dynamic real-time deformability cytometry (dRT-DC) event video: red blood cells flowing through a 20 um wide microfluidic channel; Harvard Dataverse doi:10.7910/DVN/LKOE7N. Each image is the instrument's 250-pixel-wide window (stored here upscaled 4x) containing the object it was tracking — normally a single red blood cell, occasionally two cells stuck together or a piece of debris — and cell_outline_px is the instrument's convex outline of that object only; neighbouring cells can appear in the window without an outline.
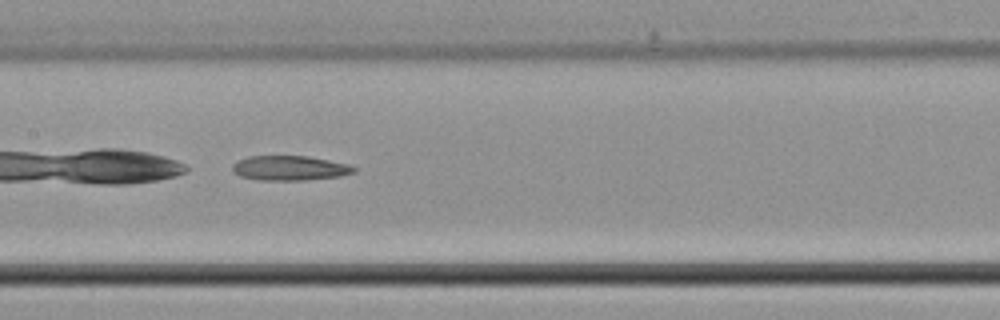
{"species": "common noctule bat (a hibernating species)", "species_latin": "Nyctalus noctula", "temperature_condition": "cold", "stored_images_in_passage": 25, "camera_frame_rate_fps": 3000, "um_per_image_px": 0.085, "animal": {"sex": "male", "body_mass_g": 21.5, "forearm_length_mm": 52.0}, "frame": {"image": 1, "passage_image": 8, "time_ms": 2.333, "image_size_px": [1000, 320], "cell_outline_px": [[356, 172], [340, 176], [304, 180], [260, 180], [240, 176], [232, 168], [232, 164], [236, 160], [248, 156], [308, 156], [348, 164], [356, 168]], "centroid_in_image_um": [24.62, 14.28], "position_along_channel_um": 182.8, "area_um2": 17.46}}
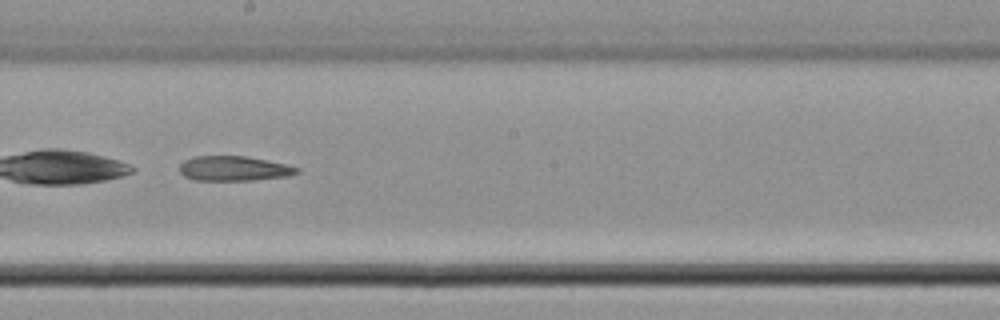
{"frame": {"image": 2, "passage_image": 11, "time_ms": 3.333, "image_size_px": [1000, 320], "cell_outline_px": [[300, 172], [288, 176], [252, 180], [192, 180], [184, 176], [180, 172], [180, 164], [184, 160], [192, 156], [244, 156], [268, 160], [300, 168]], "centroid_in_image_um": [19.86, 14.32], "position_along_channel_um": 228.3, "area_um2": 16.99}}